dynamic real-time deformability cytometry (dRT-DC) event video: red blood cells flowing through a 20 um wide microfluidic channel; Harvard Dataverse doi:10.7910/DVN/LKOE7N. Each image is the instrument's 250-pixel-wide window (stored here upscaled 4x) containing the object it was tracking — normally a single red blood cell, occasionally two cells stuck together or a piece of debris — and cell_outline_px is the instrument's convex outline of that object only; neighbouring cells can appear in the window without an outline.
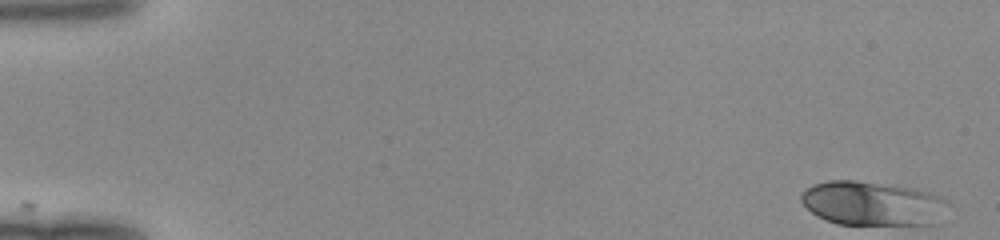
{"species": "human", "species_latin": "Homo sapiens", "temperature_condition": "room temperature", "stored_images_in_passage": 49, "camera_frame_rate_fps": 3000, "um_per_image_px": 0.085, "donor": {"sex": "female"}, "frame": {"image": 1, "passage_image": 1, "time_ms": 0.0, "image_size_px": [1000, 240], "cell_outline_px": [[952, 204], [944, 224], [836, 224], [824, 220], [816, 216], [800, 200], [800, 196], [812, 184], [828, 180], [856, 180], [896, 184], [916, 188], [940, 196]], "centroid_in_image_um": [74.3, 17.29], "position_along_channel_um": 10.7, "area_um2": 39.02}}
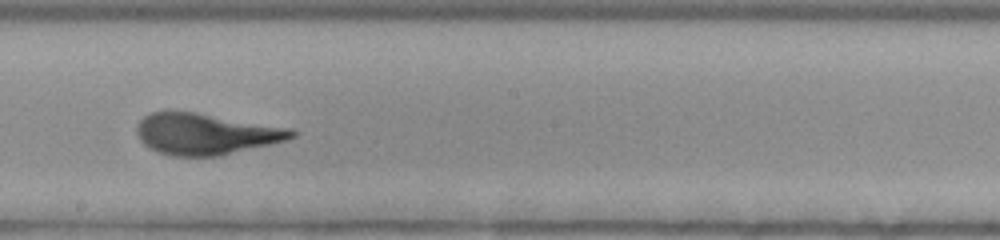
{"frame": {"image": 2, "passage_image": 28, "time_ms": 9.0, "image_size_px": [1000, 240], "cell_outline_px": [[300, 132], [296, 136], [288, 140], [220, 156], [172, 156], [156, 152], [148, 148], [140, 140], [136, 132], [136, 124], [144, 116], [152, 112], [168, 108], [172, 108], [296, 128]], "centroid_in_image_um": [17.5, 11.35], "position_along_channel_um": 230.7, "area_um2": 38.55}}
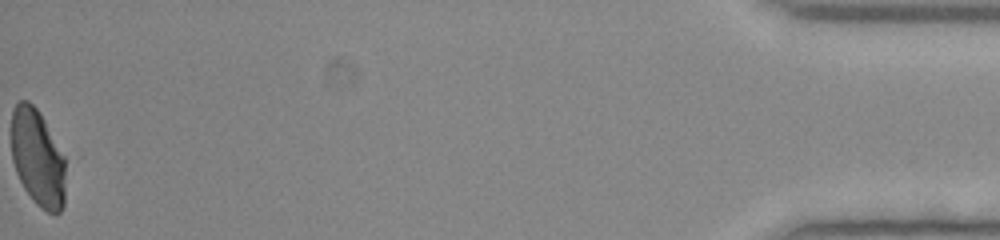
{"frame": {"image": 3, "passage_image": 49, "time_ms": 16.0, "image_size_px": [1000, 240], "cell_outline_px": [[64, 204], [60, 212], [48, 212], [40, 208], [32, 200], [24, 188], [16, 172], [12, 160], [12, 108], [20, 100], [28, 100], [40, 112], [64, 156]], "centroid_in_image_um": [3.18, 13.41], "position_along_channel_um": 432.0, "area_um2": 30.52}}